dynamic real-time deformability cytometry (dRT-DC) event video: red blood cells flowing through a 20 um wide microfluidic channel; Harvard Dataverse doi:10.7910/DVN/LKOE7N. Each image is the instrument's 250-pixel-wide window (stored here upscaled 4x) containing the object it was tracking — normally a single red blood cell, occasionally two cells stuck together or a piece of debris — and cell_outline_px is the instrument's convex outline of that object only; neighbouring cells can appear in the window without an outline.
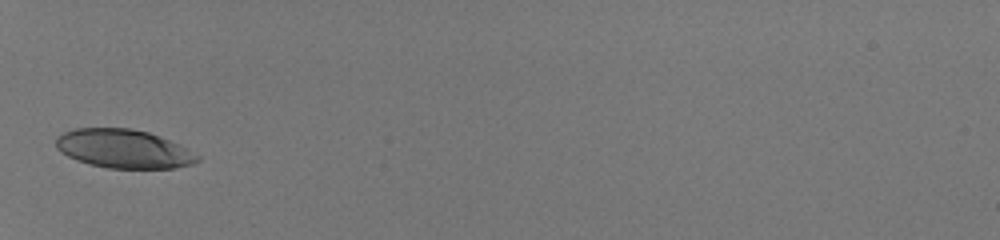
{"species": "human", "species_latin": "Homo sapiens", "temperature_condition": "room temperature", "stored_images_in_passage": 17, "camera_frame_rate_fps": 3000, "um_per_image_px": 0.085, "donor": {"sex": "male"}, "frame": {"image": 1, "passage_image": 1, "time_ms": 0.0, "image_size_px": [1000, 240], "cell_outline_px": [[200, 160], [192, 164], [176, 168], [108, 168], [76, 160], [60, 152], [56, 148], [56, 136], [64, 132], [76, 128], [132, 128], [148, 132], [160, 136], [180, 144], [200, 156]], "centroid_in_image_um": [10.52, 12.64], "position_along_channel_um": 74.5, "area_um2": 32.02}}